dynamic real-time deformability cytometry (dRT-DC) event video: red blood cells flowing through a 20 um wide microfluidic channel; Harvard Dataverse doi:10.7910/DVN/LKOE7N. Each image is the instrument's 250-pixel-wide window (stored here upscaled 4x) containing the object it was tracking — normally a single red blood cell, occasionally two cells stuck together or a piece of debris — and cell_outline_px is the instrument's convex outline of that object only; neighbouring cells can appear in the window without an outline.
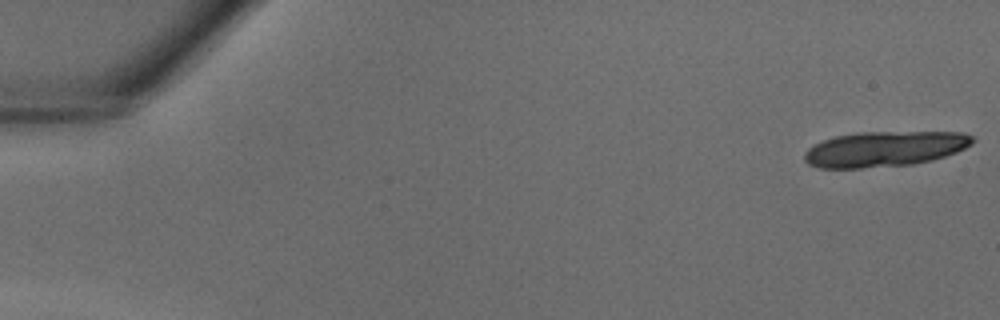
{"species": "common noctule bat (a hibernating species)", "species_latin": "Nyctalus noctula", "temperature_condition": "warm", "stored_images_in_passage": 14, "camera_frame_rate_fps": 3000, "um_per_image_px": 0.085, "animal": {"sex": "male", "body_mass_g": 18.8}, "frame": {"image": 1, "passage_image": 1, "time_ms": 0.0, "image_size_px": [1000, 320], "cell_outline_px": [[976, 140], [972, 144], [956, 152], [932, 160], [912, 164], [860, 168], [820, 168], [808, 164], [804, 160], [804, 152], [808, 148], [824, 140], [836, 136], [860, 132], [964, 132], [972, 136]], "centroid_in_image_um": [75.2, 12.66], "position_along_channel_um": 9.8, "area_um2": 34.56}}